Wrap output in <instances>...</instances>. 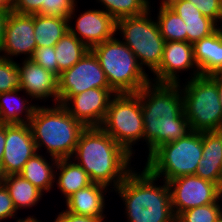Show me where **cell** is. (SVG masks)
Here are the masks:
<instances>
[{"label":"cell","instance_id":"20","mask_svg":"<svg viewBox=\"0 0 222 222\" xmlns=\"http://www.w3.org/2000/svg\"><path fill=\"white\" fill-rule=\"evenodd\" d=\"M202 153L194 175L218 185L222 181V130L202 132Z\"/></svg>","mask_w":222,"mask_h":222},{"label":"cell","instance_id":"40","mask_svg":"<svg viewBox=\"0 0 222 222\" xmlns=\"http://www.w3.org/2000/svg\"><path fill=\"white\" fill-rule=\"evenodd\" d=\"M214 81L218 89V95L220 99V104L222 108V74H211L209 75Z\"/></svg>","mask_w":222,"mask_h":222},{"label":"cell","instance_id":"25","mask_svg":"<svg viewBox=\"0 0 222 222\" xmlns=\"http://www.w3.org/2000/svg\"><path fill=\"white\" fill-rule=\"evenodd\" d=\"M4 185L9 191L17 211L32 209L42 200L44 195L41 190L19 174L7 175Z\"/></svg>","mask_w":222,"mask_h":222},{"label":"cell","instance_id":"24","mask_svg":"<svg viewBox=\"0 0 222 222\" xmlns=\"http://www.w3.org/2000/svg\"><path fill=\"white\" fill-rule=\"evenodd\" d=\"M35 153L24 165L22 171L19 173L23 178L30 181L35 187L41 190L44 194L50 193L54 190L55 169L57 165V158ZM47 157V159H46Z\"/></svg>","mask_w":222,"mask_h":222},{"label":"cell","instance_id":"26","mask_svg":"<svg viewBox=\"0 0 222 222\" xmlns=\"http://www.w3.org/2000/svg\"><path fill=\"white\" fill-rule=\"evenodd\" d=\"M68 31V18L34 14V35L37 46H55Z\"/></svg>","mask_w":222,"mask_h":222},{"label":"cell","instance_id":"41","mask_svg":"<svg viewBox=\"0 0 222 222\" xmlns=\"http://www.w3.org/2000/svg\"><path fill=\"white\" fill-rule=\"evenodd\" d=\"M222 181L217 185V202L222 213Z\"/></svg>","mask_w":222,"mask_h":222},{"label":"cell","instance_id":"29","mask_svg":"<svg viewBox=\"0 0 222 222\" xmlns=\"http://www.w3.org/2000/svg\"><path fill=\"white\" fill-rule=\"evenodd\" d=\"M98 2L107 14L115 21L132 17L140 16L150 10V0H95Z\"/></svg>","mask_w":222,"mask_h":222},{"label":"cell","instance_id":"44","mask_svg":"<svg viewBox=\"0 0 222 222\" xmlns=\"http://www.w3.org/2000/svg\"><path fill=\"white\" fill-rule=\"evenodd\" d=\"M13 0H0V7H5L7 9H10L12 6Z\"/></svg>","mask_w":222,"mask_h":222},{"label":"cell","instance_id":"11","mask_svg":"<svg viewBox=\"0 0 222 222\" xmlns=\"http://www.w3.org/2000/svg\"><path fill=\"white\" fill-rule=\"evenodd\" d=\"M77 10L78 4L76 3L68 17V29L90 50L117 35L116 21L101 8L85 9L78 14V17ZM74 19L76 20L72 22Z\"/></svg>","mask_w":222,"mask_h":222},{"label":"cell","instance_id":"39","mask_svg":"<svg viewBox=\"0 0 222 222\" xmlns=\"http://www.w3.org/2000/svg\"><path fill=\"white\" fill-rule=\"evenodd\" d=\"M6 140V124L0 123V162H2Z\"/></svg>","mask_w":222,"mask_h":222},{"label":"cell","instance_id":"18","mask_svg":"<svg viewBox=\"0 0 222 222\" xmlns=\"http://www.w3.org/2000/svg\"><path fill=\"white\" fill-rule=\"evenodd\" d=\"M107 192L109 195L113 191L103 184L92 183L71 195L65 201V209L73 214L97 217L105 222L108 218L105 214Z\"/></svg>","mask_w":222,"mask_h":222},{"label":"cell","instance_id":"46","mask_svg":"<svg viewBox=\"0 0 222 222\" xmlns=\"http://www.w3.org/2000/svg\"><path fill=\"white\" fill-rule=\"evenodd\" d=\"M215 222H222V215Z\"/></svg>","mask_w":222,"mask_h":222},{"label":"cell","instance_id":"35","mask_svg":"<svg viewBox=\"0 0 222 222\" xmlns=\"http://www.w3.org/2000/svg\"><path fill=\"white\" fill-rule=\"evenodd\" d=\"M18 211L5 185L0 186V222L8 218L19 220ZM18 216V217H17Z\"/></svg>","mask_w":222,"mask_h":222},{"label":"cell","instance_id":"1","mask_svg":"<svg viewBox=\"0 0 222 222\" xmlns=\"http://www.w3.org/2000/svg\"><path fill=\"white\" fill-rule=\"evenodd\" d=\"M142 105L144 142L148 158L159 146L176 141L191 132L183 109L179 84L150 81L136 93Z\"/></svg>","mask_w":222,"mask_h":222},{"label":"cell","instance_id":"7","mask_svg":"<svg viewBox=\"0 0 222 222\" xmlns=\"http://www.w3.org/2000/svg\"><path fill=\"white\" fill-rule=\"evenodd\" d=\"M179 86L191 131L222 130V108L215 81L209 75H199Z\"/></svg>","mask_w":222,"mask_h":222},{"label":"cell","instance_id":"9","mask_svg":"<svg viewBox=\"0 0 222 222\" xmlns=\"http://www.w3.org/2000/svg\"><path fill=\"white\" fill-rule=\"evenodd\" d=\"M100 127L131 156H135L137 149L134 146L140 144V140L144 143V122L139 96L136 93L115 94Z\"/></svg>","mask_w":222,"mask_h":222},{"label":"cell","instance_id":"8","mask_svg":"<svg viewBox=\"0 0 222 222\" xmlns=\"http://www.w3.org/2000/svg\"><path fill=\"white\" fill-rule=\"evenodd\" d=\"M153 8L155 6H150V10L143 15L116 21V34L119 33L120 39L134 53L144 71L147 69L150 73L159 67L166 42L160 34L157 21L151 16V10L155 12Z\"/></svg>","mask_w":222,"mask_h":222},{"label":"cell","instance_id":"3","mask_svg":"<svg viewBox=\"0 0 222 222\" xmlns=\"http://www.w3.org/2000/svg\"><path fill=\"white\" fill-rule=\"evenodd\" d=\"M135 169L113 190L122 200L126 222H176L167 182L160 179V185L145 167Z\"/></svg>","mask_w":222,"mask_h":222},{"label":"cell","instance_id":"34","mask_svg":"<svg viewBox=\"0 0 222 222\" xmlns=\"http://www.w3.org/2000/svg\"><path fill=\"white\" fill-rule=\"evenodd\" d=\"M193 3L202 15L213 20L217 25L222 19V0H187Z\"/></svg>","mask_w":222,"mask_h":222},{"label":"cell","instance_id":"6","mask_svg":"<svg viewBox=\"0 0 222 222\" xmlns=\"http://www.w3.org/2000/svg\"><path fill=\"white\" fill-rule=\"evenodd\" d=\"M202 154V132L191 131L183 138L159 146L145 159L144 167L153 176L168 182L194 175Z\"/></svg>","mask_w":222,"mask_h":222},{"label":"cell","instance_id":"14","mask_svg":"<svg viewBox=\"0 0 222 222\" xmlns=\"http://www.w3.org/2000/svg\"><path fill=\"white\" fill-rule=\"evenodd\" d=\"M36 47L34 14H19L10 10L0 56L14 60L16 57L24 55L23 59H30Z\"/></svg>","mask_w":222,"mask_h":222},{"label":"cell","instance_id":"31","mask_svg":"<svg viewBox=\"0 0 222 222\" xmlns=\"http://www.w3.org/2000/svg\"><path fill=\"white\" fill-rule=\"evenodd\" d=\"M21 89L20 71L15 60L0 56V93Z\"/></svg>","mask_w":222,"mask_h":222},{"label":"cell","instance_id":"23","mask_svg":"<svg viewBox=\"0 0 222 222\" xmlns=\"http://www.w3.org/2000/svg\"><path fill=\"white\" fill-rule=\"evenodd\" d=\"M54 185L62 193L65 201L78 190L83 189L93 182L87 172L71 158L57 160Z\"/></svg>","mask_w":222,"mask_h":222},{"label":"cell","instance_id":"16","mask_svg":"<svg viewBox=\"0 0 222 222\" xmlns=\"http://www.w3.org/2000/svg\"><path fill=\"white\" fill-rule=\"evenodd\" d=\"M37 153L29 124H6V140L2 159L6 175L19 174L25 163Z\"/></svg>","mask_w":222,"mask_h":222},{"label":"cell","instance_id":"13","mask_svg":"<svg viewBox=\"0 0 222 222\" xmlns=\"http://www.w3.org/2000/svg\"><path fill=\"white\" fill-rule=\"evenodd\" d=\"M192 69V70H191ZM189 71V80L200 75L193 52V44L182 41L165 42L162 61L152 73L150 80L155 83L180 84L179 73Z\"/></svg>","mask_w":222,"mask_h":222},{"label":"cell","instance_id":"45","mask_svg":"<svg viewBox=\"0 0 222 222\" xmlns=\"http://www.w3.org/2000/svg\"><path fill=\"white\" fill-rule=\"evenodd\" d=\"M222 19L221 22L217 25V30L220 32L221 36H222Z\"/></svg>","mask_w":222,"mask_h":222},{"label":"cell","instance_id":"37","mask_svg":"<svg viewBox=\"0 0 222 222\" xmlns=\"http://www.w3.org/2000/svg\"><path fill=\"white\" fill-rule=\"evenodd\" d=\"M57 214L53 222H103L100 218L77 215L64 209Z\"/></svg>","mask_w":222,"mask_h":222},{"label":"cell","instance_id":"4","mask_svg":"<svg viewBox=\"0 0 222 222\" xmlns=\"http://www.w3.org/2000/svg\"><path fill=\"white\" fill-rule=\"evenodd\" d=\"M29 125L37 152L44 148L50 157L57 159L72 157L86 128L61 104L38 105Z\"/></svg>","mask_w":222,"mask_h":222},{"label":"cell","instance_id":"32","mask_svg":"<svg viewBox=\"0 0 222 222\" xmlns=\"http://www.w3.org/2000/svg\"><path fill=\"white\" fill-rule=\"evenodd\" d=\"M77 0H46V5H42V15L68 18Z\"/></svg>","mask_w":222,"mask_h":222},{"label":"cell","instance_id":"12","mask_svg":"<svg viewBox=\"0 0 222 222\" xmlns=\"http://www.w3.org/2000/svg\"><path fill=\"white\" fill-rule=\"evenodd\" d=\"M170 190L172 211L177 217L181 212L217 202V184L187 175L167 182Z\"/></svg>","mask_w":222,"mask_h":222},{"label":"cell","instance_id":"2","mask_svg":"<svg viewBox=\"0 0 222 222\" xmlns=\"http://www.w3.org/2000/svg\"><path fill=\"white\" fill-rule=\"evenodd\" d=\"M101 127H86L71 157L89 175L93 183L115 190L134 169V161ZM112 186V187H111Z\"/></svg>","mask_w":222,"mask_h":222},{"label":"cell","instance_id":"5","mask_svg":"<svg viewBox=\"0 0 222 222\" xmlns=\"http://www.w3.org/2000/svg\"><path fill=\"white\" fill-rule=\"evenodd\" d=\"M115 35L91 49L98 58L110 88L116 94L137 93L150 80L128 46Z\"/></svg>","mask_w":222,"mask_h":222},{"label":"cell","instance_id":"19","mask_svg":"<svg viewBox=\"0 0 222 222\" xmlns=\"http://www.w3.org/2000/svg\"><path fill=\"white\" fill-rule=\"evenodd\" d=\"M163 2L185 22L188 43L194 44L217 30V24L202 15L193 3L187 0H164Z\"/></svg>","mask_w":222,"mask_h":222},{"label":"cell","instance_id":"28","mask_svg":"<svg viewBox=\"0 0 222 222\" xmlns=\"http://www.w3.org/2000/svg\"><path fill=\"white\" fill-rule=\"evenodd\" d=\"M160 6L155 17L161 36L166 42L182 41L187 42V31L185 22L171 10L163 1L159 2Z\"/></svg>","mask_w":222,"mask_h":222},{"label":"cell","instance_id":"15","mask_svg":"<svg viewBox=\"0 0 222 222\" xmlns=\"http://www.w3.org/2000/svg\"><path fill=\"white\" fill-rule=\"evenodd\" d=\"M115 94L112 89L93 88L71 96L63 106L85 127H100Z\"/></svg>","mask_w":222,"mask_h":222},{"label":"cell","instance_id":"38","mask_svg":"<svg viewBox=\"0 0 222 222\" xmlns=\"http://www.w3.org/2000/svg\"><path fill=\"white\" fill-rule=\"evenodd\" d=\"M9 11L10 9H7L5 7H0V51L2 49L5 25H6Z\"/></svg>","mask_w":222,"mask_h":222},{"label":"cell","instance_id":"36","mask_svg":"<svg viewBox=\"0 0 222 222\" xmlns=\"http://www.w3.org/2000/svg\"><path fill=\"white\" fill-rule=\"evenodd\" d=\"M42 5H46V0H13L10 10L19 14L42 15Z\"/></svg>","mask_w":222,"mask_h":222},{"label":"cell","instance_id":"43","mask_svg":"<svg viewBox=\"0 0 222 222\" xmlns=\"http://www.w3.org/2000/svg\"><path fill=\"white\" fill-rule=\"evenodd\" d=\"M6 173L3 169V165L2 163L0 162V186L4 185L5 183V180H6Z\"/></svg>","mask_w":222,"mask_h":222},{"label":"cell","instance_id":"17","mask_svg":"<svg viewBox=\"0 0 222 222\" xmlns=\"http://www.w3.org/2000/svg\"><path fill=\"white\" fill-rule=\"evenodd\" d=\"M21 62H17V66L20 71L21 90L25 93L23 96L35 99L34 102L41 100L45 103L52 99V104H59L58 76L31 59H24Z\"/></svg>","mask_w":222,"mask_h":222},{"label":"cell","instance_id":"30","mask_svg":"<svg viewBox=\"0 0 222 222\" xmlns=\"http://www.w3.org/2000/svg\"><path fill=\"white\" fill-rule=\"evenodd\" d=\"M221 215L218 203H210L181 212L176 222H215Z\"/></svg>","mask_w":222,"mask_h":222},{"label":"cell","instance_id":"27","mask_svg":"<svg viewBox=\"0 0 222 222\" xmlns=\"http://www.w3.org/2000/svg\"><path fill=\"white\" fill-rule=\"evenodd\" d=\"M57 76L75 65L90 49L69 31L54 46Z\"/></svg>","mask_w":222,"mask_h":222},{"label":"cell","instance_id":"10","mask_svg":"<svg viewBox=\"0 0 222 222\" xmlns=\"http://www.w3.org/2000/svg\"><path fill=\"white\" fill-rule=\"evenodd\" d=\"M59 104L93 88L111 89L98 58L89 50L75 65L58 77Z\"/></svg>","mask_w":222,"mask_h":222},{"label":"cell","instance_id":"21","mask_svg":"<svg viewBox=\"0 0 222 222\" xmlns=\"http://www.w3.org/2000/svg\"><path fill=\"white\" fill-rule=\"evenodd\" d=\"M200 75L222 74V36L218 30L193 44Z\"/></svg>","mask_w":222,"mask_h":222},{"label":"cell","instance_id":"33","mask_svg":"<svg viewBox=\"0 0 222 222\" xmlns=\"http://www.w3.org/2000/svg\"><path fill=\"white\" fill-rule=\"evenodd\" d=\"M30 59L44 69L57 75V59L54 46H37Z\"/></svg>","mask_w":222,"mask_h":222},{"label":"cell","instance_id":"22","mask_svg":"<svg viewBox=\"0 0 222 222\" xmlns=\"http://www.w3.org/2000/svg\"><path fill=\"white\" fill-rule=\"evenodd\" d=\"M22 90L0 93V123L4 124H29L34 112L39 105L29 101L28 97H20ZM32 101V102H31Z\"/></svg>","mask_w":222,"mask_h":222},{"label":"cell","instance_id":"42","mask_svg":"<svg viewBox=\"0 0 222 222\" xmlns=\"http://www.w3.org/2000/svg\"><path fill=\"white\" fill-rule=\"evenodd\" d=\"M16 222H42V220L40 221L39 219L36 218V216L34 215H28L25 218H21L19 220H16Z\"/></svg>","mask_w":222,"mask_h":222}]
</instances>
